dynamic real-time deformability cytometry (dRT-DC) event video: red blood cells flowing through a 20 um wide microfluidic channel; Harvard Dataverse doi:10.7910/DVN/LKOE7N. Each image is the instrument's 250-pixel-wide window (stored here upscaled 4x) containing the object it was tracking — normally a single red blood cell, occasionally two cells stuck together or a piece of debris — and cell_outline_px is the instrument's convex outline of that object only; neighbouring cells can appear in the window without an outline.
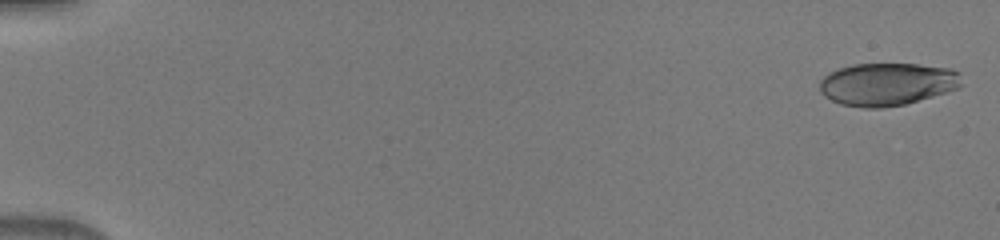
{"species": "human", "species_latin": "Homo sapiens", "temperature_condition": "warm", "stored_images_in_passage": 50, "camera_frame_rate_fps": 3000, "um_per_image_px": 0.085, "donor": {"sex": "male"}, "frame": {"image": 1, "passage_image": 1, "time_ms": 0.0, "image_size_px": [1000, 240], "cell_outline_px": [[960, 88], [904, 104], [880, 108], [864, 108], [840, 104], [824, 96], [820, 92], [820, 80], [828, 72], [852, 64], [916, 64], [948, 68], [960, 72]], "centroid_in_image_um": [75.38, 7.15], "position_along_channel_um": 9.6, "area_um2": 35.26}}
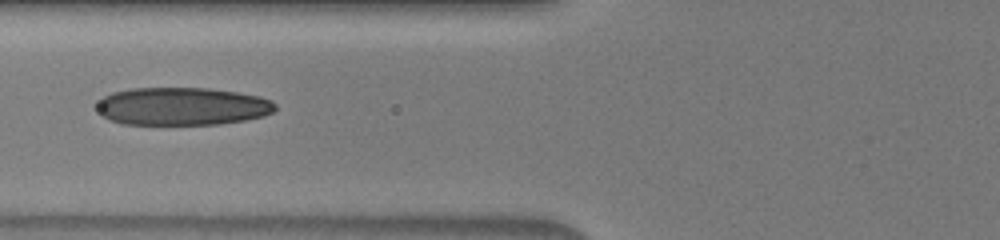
{"frame": {"image": 2, "passage_image": 21, "time_ms": 6.667, "image_size_px": [1000, 240], "cell_outline_px": [[276, 108], [272, 112], [264, 116], [244, 120], [220, 124], [124, 124], [112, 120], [104, 116], [100, 112], [100, 100], [104, 96], [112, 92], [132, 88], [208, 88], [236, 92], [260, 96], [272, 100], [276, 104]], "centroid_in_image_um": [15.55, 9.03], "position_along_channel_um": 110.3, "area_um2": 39.13}}
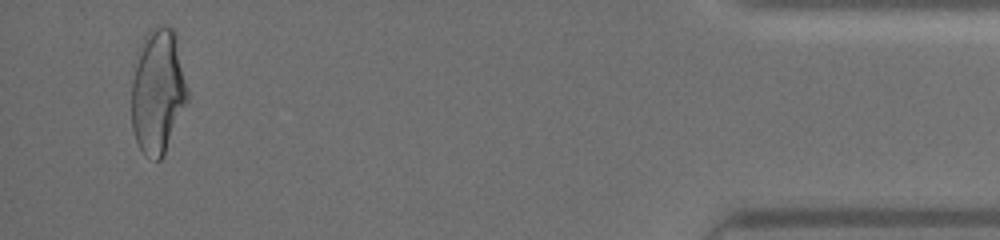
{"frame": {"image": 3, "passage_image": 48, "time_ms": 15.667, "image_size_px": [1000, 240], "cell_outline_px": [[188, 100], [164, 156], [160, 160], [156, 160], [144, 156], [136, 140], [132, 128], [132, 80], [136, 52], [144, 36], [156, 24], [164, 24], [172, 28], [176, 32], [188, 88]], "centroid_in_image_um": [13.42, 7.73], "position_along_channel_um": 421.8, "area_um2": 41.5}}